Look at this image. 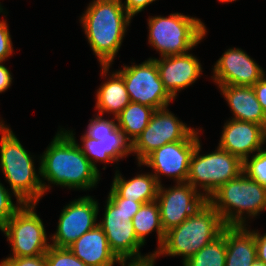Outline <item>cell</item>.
<instances>
[{"mask_svg":"<svg viewBox=\"0 0 266 266\" xmlns=\"http://www.w3.org/2000/svg\"><path fill=\"white\" fill-rule=\"evenodd\" d=\"M73 131L60 130L40 157L39 175L57 186L89 190L100 179L99 170L83 154Z\"/></svg>","mask_w":266,"mask_h":266,"instance_id":"1","label":"cell"},{"mask_svg":"<svg viewBox=\"0 0 266 266\" xmlns=\"http://www.w3.org/2000/svg\"><path fill=\"white\" fill-rule=\"evenodd\" d=\"M131 18L121 0H93L83 13L80 23L101 64L102 76L107 75Z\"/></svg>","mask_w":266,"mask_h":266,"instance_id":"2","label":"cell"},{"mask_svg":"<svg viewBox=\"0 0 266 266\" xmlns=\"http://www.w3.org/2000/svg\"><path fill=\"white\" fill-rule=\"evenodd\" d=\"M0 122V167L11 186L17 204H37L49 189L37 175L34 160L9 127Z\"/></svg>","mask_w":266,"mask_h":266,"instance_id":"3","label":"cell"},{"mask_svg":"<svg viewBox=\"0 0 266 266\" xmlns=\"http://www.w3.org/2000/svg\"><path fill=\"white\" fill-rule=\"evenodd\" d=\"M225 227L219 213L207 201L180 225L169 229L156 256H183V263L217 238Z\"/></svg>","mask_w":266,"mask_h":266,"instance_id":"4","label":"cell"},{"mask_svg":"<svg viewBox=\"0 0 266 266\" xmlns=\"http://www.w3.org/2000/svg\"><path fill=\"white\" fill-rule=\"evenodd\" d=\"M207 201L219 213L225 226H246V212L255 217L266 209V188L242 172L212 193Z\"/></svg>","mask_w":266,"mask_h":266,"instance_id":"5","label":"cell"},{"mask_svg":"<svg viewBox=\"0 0 266 266\" xmlns=\"http://www.w3.org/2000/svg\"><path fill=\"white\" fill-rule=\"evenodd\" d=\"M148 26L149 44L161 53V57L188 53L207 32L200 19L180 13L149 17Z\"/></svg>","mask_w":266,"mask_h":266,"instance_id":"6","label":"cell"},{"mask_svg":"<svg viewBox=\"0 0 266 266\" xmlns=\"http://www.w3.org/2000/svg\"><path fill=\"white\" fill-rule=\"evenodd\" d=\"M200 141L190 158L187 183L196 190L203 188L206 199L229 180L237 178L243 172V161L226 150L217 149L206 155H199ZM198 185V186H197Z\"/></svg>","mask_w":266,"mask_h":266,"instance_id":"7","label":"cell"},{"mask_svg":"<svg viewBox=\"0 0 266 266\" xmlns=\"http://www.w3.org/2000/svg\"><path fill=\"white\" fill-rule=\"evenodd\" d=\"M35 206L34 203H24L0 229L11 244L13 254L10 257L42 255L51 246L47 243L46 231L35 213Z\"/></svg>","mask_w":266,"mask_h":266,"instance_id":"8","label":"cell"},{"mask_svg":"<svg viewBox=\"0 0 266 266\" xmlns=\"http://www.w3.org/2000/svg\"><path fill=\"white\" fill-rule=\"evenodd\" d=\"M124 80L131 102L154 108L168 107L174 98L164 88L155 59L142 64L124 66L117 71Z\"/></svg>","mask_w":266,"mask_h":266,"instance_id":"9","label":"cell"},{"mask_svg":"<svg viewBox=\"0 0 266 266\" xmlns=\"http://www.w3.org/2000/svg\"><path fill=\"white\" fill-rule=\"evenodd\" d=\"M195 129L179 121L168 108L153 112L149 124L132 143V152L137 156L138 164L161 146L187 139Z\"/></svg>","mask_w":266,"mask_h":266,"instance_id":"10","label":"cell"},{"mask_svg":"<svg viewBox=\"0 0 266 266\" xmlns=\"http://www.w3.org/2000/svg\"><path fill=\"white\" fill-rule=\"evenodd\" d=\"M198 132L194 131L187 139L167 143L149 154L140 165L153 168L155 178L161 185L160 175L174 177L177 183L187 182L190 158L198 143Z\"/></svg>","mask_w":266,"mask_h":266,"instance_id":"11","label":"cell"},{"mask_svg":"<svg viewBox=\"0 0 266 266\" xmlns=\"http://www.w3.org/2000/svg\"><path fill=\"white\" fill-rule=\"evenodd\" d=\"M176 184L169 189H165L161 184L156 198L165 232L180 225L207 202L204 193L201 194L191 184Z\"/></svg>","mask_w":266,"mask_h":266,"instance_id":"12","label":"cell"},{"mask_svg":"<svg viewBox=\"0 0 266 266\" xmlns=\"http://www.w3.org/2000/svg\"><path fill=\"white\" fill-rule=\"evenodd\" d=\"M99 207L91 196H83L66 205L62 210L52 246L68 248L79 237L95 228Z\"/></svg>","mask_w":266,"mask_h":266,"instance_id":"13","label":"cell"},{"mask_svg":"<svg viewBox=\"0 0 266 266\" xmlns=\"http://www.w3.org/2000/svg\"><path fill=\"white\" fill-rule=\"evenodd\" d=\"M104 219L98 225L107 237L111 251L118 259H138L143 244L137 239L132 219L135 214H126L107 198Z\"/></svg>","mask_w":266,"mask_h":266,"instance_id":"14","label":"cell"},{"mask_svg":"<svg viewBox=\"0 0 266 266\" xmlns=\"http://www.w3.org/2000/svg\"><path fill=\"white\" fill-rule=\"evenodd\" d=\"M215 83L220 85L253 86L264 75L263 68L239 48H230L215 63Z\"/></svg>","mask_w":266,"mask_h":266,"instance_id":"15","label":"cell"},{"mask_svg":"<svg viewBox=\"0 0 266 266\" xmlns=\"http://www.w3.org/2000/svg\"><path fill=\"white\" fill-rule=\"evenodd\" d=\"M219 142L218 147L244 161L249 153L263 149L266 128L253 122L231 119L225 123Z\"/></svg>","mask_w":266,"mask_h":266,"instance_id":"16","label":"cell"},{"mask_svg":"<svg viewBox=\"0 0 266 266\" xmlns=\"http://www.w3.org/2000/svg\"><path fill=\"white\" fill-rule=\"evenodd\" d=\"M155 61L164 88L174 99L179 90L195 83L202 74L199 60L189 53L155 58Z\"/></svg>","mask_w":266,"mask_h":266,"instance_id":"17","label":"cell"},{"mask_svg":"<svg viewBox=\"0 0 266 266\" xmlns=\"http://www.w3.org/2000/svg\"><path fill=\"white\" fill-rule=\"evenodd\" d=\"M68 248L88 266H114L115 262L126 266L127 259H118L111 251L107 237L99 225L84 233Z\"/></svg>","mask_w":266,"mask_h":266,"instance_id":"18","label":"cell"},{"mask_svg":"<svg viewBox=\"0 0 266 266\" xmlns=\"http://www.w3.org/2000/svg\"><path fill=\"white\" fill-rule=\"evenodd\" d=\"M235 120L253 122L266 128V114L252 86L220 85Z\"/></svg>","mask_w":266,"mask_h":266,"instance_id":"19","label":"cell"},{"mask_svg":"<svg viewBox=\"0 0 266 266\" xmlns=\"http://www.w3.org/2000/svg\"><path fill=\"white\" fill-rule=\"evenodd\" d=\"M256 259L255 231L245 226H226L225 266H251Z\"/></svg>","mask_w":266,"mask_h":266,"instance_id":"20","label":"cell"},{"mask_svg":"<svg viewBox=\"0 0 266 266\" xmlns=\"http://www.w3.org/2000/svg\"><path fill=\"white\" fill-rule=\"evenodd\" d=\"M116 171L111 189L120 197L142 204L156 200L160 184L153 174H139L125 180Z\"/></svg>","mask_w":266,"mask_h":266,"instance_id":"21","label":"cell"},{"mask_svg":"<svg viewBox=\"0 0 266 266\" xmlns=\"http://www.w3.org/2000/svg\"><path fill=\"white\" fill-rule=\"evenodd\" d=\"M96 97L98 114L112 113L115 118L131 102L123 77L117 71L100 86Z\"/></svg>","mask_w":266,"mask_h":266,"instance_id":"22","label":"cell"},{"mask_svg":"<svg viewBox=\"0 0 266 266\" xmlns=\"http://www.w3.org/2000/svg\"><path fill=\"white\" fill-rule=\"evenodd\" d=\"M132 223L137 239L143 245L146 243V236L156 230L159 242L157 251L161 248L166 232L161 224L160 208L156 200L142 204L138 212L133 216Z\"/></svg>","mask_w":266,"mask_h":266,"instance_id":"23","label":"cell"},{"mask_svg":"<svg viewBox=\"0 0 266 266\" xmlns=\"http://www.w3.org/2000/svg\"><path fill=\"white\" fill-rule=\"evenodd\" d=\"M154 108L130 102L116 117L118 127L133 143L149 124Z\"/></svg>","mask_w":266,"mask_h":266,"instance_id":"24","label":"cell"},{"mask_svg":"<svg viewBox=\"0 0 266 266\" xmlns=\"http://www.w3.org/2000/svg\"><path fill=\"white\" fill-rule=\"evenodd\" d=\"M226 226L222 233L183 263L184 266H225Z\"/></svg>","mask_w":266,"mask_h":266,"instance_id":"25","label":"cell"},{"mask_svg":"<svg viewBox=\"0 0 266 266\" xmlns=\"http://www.w3.org/2000/svg\"><path fill=\"white\" fill-rule=\"evenodd\" d=\"M90 138L101 140L104 146V152H106L114 162L132 153V143L126 138L119 127H117L110 136Z\"/></svg>","mask_w":266,"mask_h":266,"instance_id":"26","label":"cell"},{"mask_svg":"<svg viewBox=\"0 0 266 266\" xmlns=\"http://www.w3.org/2000/svg\"><path fill=\"white\" fill-rule=\"evenodd\" d=\"M243 172L266 188V150L262 149L243 161Z\"/></svg>","mask_w":266,"mask_h":266,"instance_id":"27","label":"cell"},{"mask_svg":"<svg viewBox=\"0 0 266 266\" xmlns=\"http://www.w3.org/2000/svg\"><path fill=\"white\" fill-rule=\"evenodd\" d=\"M48 266H88L78 259L69 248L50 246L45 253Z\"/></svg>","mask_w":266,"mask_h":266,"instance_id":"28","label":"cell"},{"mask_svg":"<svg viewBox=\"0 0 266 266\" xmlns=\"http://www.w3.org/2000/svg\"><path fill=\"white\" fill-rule=\"evenodd\" d=\"M83 146L81 148L83 154L87 159L92 163V165L97 169L95 162L102 161L104 163L114 162L110 156L104 152V146L101 143V140L92 139L85 134L81 138Z\"/></svg>","mask_w":266,"mask_h":266,"instance_id":"29","label":"cell"},{"mask_svg":"<svg viewBox=\"0 0 266 266\" xmlns=\"http://www.w3.org/2000/svg\"><path fill=\"white\" fill-rule=\"evenodd\" d=\"M101 114H97L95 119H91L88 124V128L85 132V135L88 137H104L110 136V134L118 127L117 119L114 120H105L101 117Z\"/></svg>","mask_w":266,"mask_h":266,"instance_id":"30","label":"cell"},{"mask_svg":"<svg viewBox=\"0 0 266 266\" xmlns=\"http://www.w3.org/2000/svg\"><path fill=\"white\" fill-rule=\"evenodd\" d=\"M8 191L0 183V229L22 207V205L16 206L12 202V196Z\"/></svg>","mask_w":266,"mask_h":266,"instance_id":"31","label":"cell"},{"mask_svg":"<svg viewBox=\"0 0 266 266\" xmlns=\"http://www.w3.org/2000/svg\"><path fill=\"white\" fill-rule=\"evenodd\" d=\"M0 266H48L46 255L7 257L0 262Z\"/></svg>","mask_w":266,"mask_h":266,"instance_id":"32","label":"cell"},{"mask_svg":"<svg viewBox=\"0 0 266 266\" xmlns=\"http://www.w3.org/2000/svg\"><path fill=\"white\" fill-rule=\"evenodd\" d=\"M10 31L5 20L0 21V62L5 61L13 52Z\"/></svg>","mask_w":266,"mask_h":266,"instance_id":"33","label":"cell"},{"mask_svg":"<svg viewBox=\"0 0 266 266\" xmlns=\"http://www.w3.org/2000/svg\"><path fill=\"white\" fill-rule=\"evenodd\" d=\"M108 198L126 214H136L142 206L140 202L120 198L112 189H110Z\"/></svg>","mask_w":266,"mask_h":266,"instance_id":"34","label":"cell"},{"mask_svg":"<svg viewBox=\"0 0 266 266\" xmlns=\"http://www.w3.org/2000/svg\"><path fill=\"white\" fill-rule=\"evenodd\" d=\"M156 0H126L124 3L121 4L123 5L124 9L126 12L133 17L137 13L141 12L145 7H147L149 4L154 2Z\"/></svg>","mask_w":266,"mask_h":266,"instance_id":"35","label":"cell"},{"mask_svg":"<svg viewBox=\"0 0 266 266\" xmlns=\"http://www.w3.org/2000/svg\"><path fill=\"white\" fill-rule=\"evenodd\" d=\"M256 98L258 99L263 111L266 114V78L265 75L253 86Z\"/></svg>","mask_w":266,"mask_h":266,"instance_id":"36","label":"cell"},{"mask_svg":"<svg viewBox=\"0 0 266 266\" xmlns=\"http://www.w3.org/2000/svg\"><path fill=\"white\" fill-rule=\"evenodd\" d=\"M255 243L257 248V259L266 264V233L261 235L256 231Z\"/></svg>","mask_w":266,"mask_h":266,"instance_id":"37","label":"cell"},{"mask_svg":"<svg viewBox=\"0 0 266 266\" xmlns=\"http://www.w3.org/2000/svg\"><path fill=\"white\" fill-rule=\"evenodd\" d=\"M12 83L11 72L0 62V93L5 92Z\"/></svg>","mask_w":266,"mask_h":266,"instance_id":"38","label":"cell"},{"mask_svg":"<svg viewBox=\"0 0 266 266\" xmlns=\"http://www.w3.org/2000/svg\"><path fill=\"white\" fill-rule=\"evenodd\" d=\"M157 258L155 253L148 254L145 257L138 259H129L128 266H154L155 259Z\"/></svg>","mask_w":266,"mask_h":266,"instance_id":"39","label":"cell"},{"mask_svg":"<svg viewBox=\"0 0 266 266\" xmlns=\"http://www.w3.org/2000/svg\"><path fill=\"white\" fill-rule=\"evenodd\" d=\"M251 266H266L265 263H263L262 261L256 259L252 264Z\"/></svg>","mask_w":266,"mask_h":266,"instance_id":"40","label":"cell"},{"mask_svg":"<svg viewBox=\"0 0 266 266\" xmlns=\"http://www.w3.org/2000/svg\"><path fill=\"white\" fill-rule=\"evenodd\" d=\"M220 2H232V1H236V0H218Z\"/></svg>","mask_w":266,"mask_h":266,"instance_id":"41","label":"cell"},{"mask_svg":"<svg viewBox=\"0 0 266 266\" xmlns=\"http://www.w3.org/2000/svg\"><path fill=\"white\" fill-rule=\"evenodd\" d=\"M1 12H3V8H2V6H1V4H0V13H1Z\"/></svg>","mask_w":266,"mask_h":266,"instance_id":"42","label":"cell"}]
</instances>
